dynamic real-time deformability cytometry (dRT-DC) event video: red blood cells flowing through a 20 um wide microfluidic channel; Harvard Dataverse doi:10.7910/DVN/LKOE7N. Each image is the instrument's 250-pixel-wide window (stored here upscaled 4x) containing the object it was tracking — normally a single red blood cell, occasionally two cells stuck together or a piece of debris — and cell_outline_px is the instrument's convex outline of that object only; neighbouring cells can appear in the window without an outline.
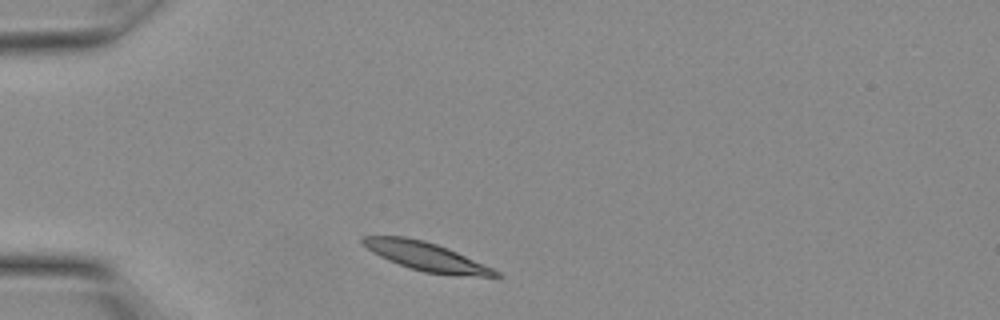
{"species": "Egyptian fruit bat (a non-hibernating species)", "species_latin": "Rousettus aegyptiacus", "temperature_condition": "warm", "stored_images_in_passage": 7, "camera_frame_rate_fps": 3000, "um_per_image_px": 0.085, "animal": {"sex": "female"}, "frame": {"image": 1, "passage_image": 2, "time_ms": 0.333, "image_size_px": [1000, 320], "cell_outline_px": [[504, 276], [456, 276], [424, 272], [408, 268], [388, 260], [372, 252], [360, 244], [360, 236], [404, 236], [424, 240], [448, 248], [492, 268], [500, 272]], "centroid_in_image_um": [36.18, 21.8], "position_along_channel_um": 48.8, "area_um2": 22.25}}
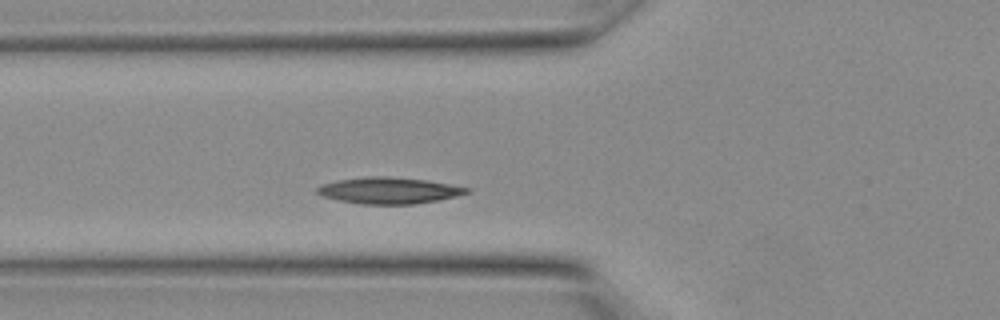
{"frame": {"image": 2, "passage_image": 5, "time_ms": 1.333, "image_size_px": [1000, 320], "cell_outline_px": [[472, 192], [456, 196], [436, 200], [412, 204], [360, 204], [340, 200], [324, 196], [316, 192], [316, 188], [320, 184], [336, 180], [368, 176], [388, 176], [424, 180], [448, 184], [468, 188]], "centroid_in_image_um": [33.01, 16.18], "position_along_channel_um": 92.8, "area_um2": 22.77}}
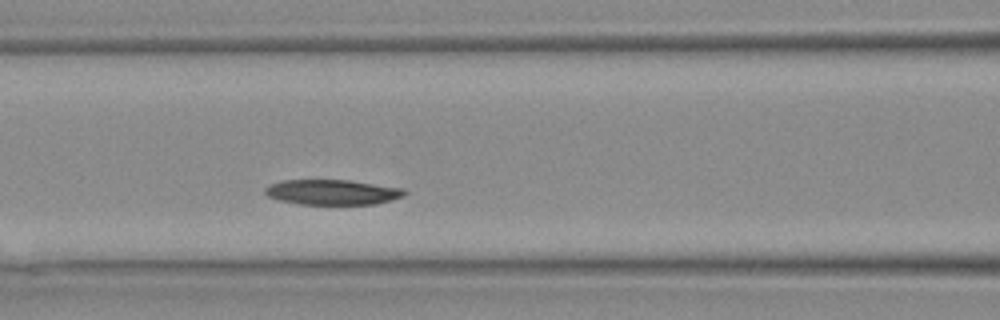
{"frame": {"image": 3, "passage_image": 7, "time_ms": 2.0, "image_size_px": [1000, 320], "cell_outline_px": [[408, 192], [404, 196], [392, 200], [376, 204], [300, 204], [280, 200], [268, 196], [264, 192], [264, 188], [272, 184], [284, 180], [348, 180], [404, 188]], "centroid_in_image_um": [28.3, 16.33], "position_along_channel_um": 138.3, "area_um2": 20.4}}